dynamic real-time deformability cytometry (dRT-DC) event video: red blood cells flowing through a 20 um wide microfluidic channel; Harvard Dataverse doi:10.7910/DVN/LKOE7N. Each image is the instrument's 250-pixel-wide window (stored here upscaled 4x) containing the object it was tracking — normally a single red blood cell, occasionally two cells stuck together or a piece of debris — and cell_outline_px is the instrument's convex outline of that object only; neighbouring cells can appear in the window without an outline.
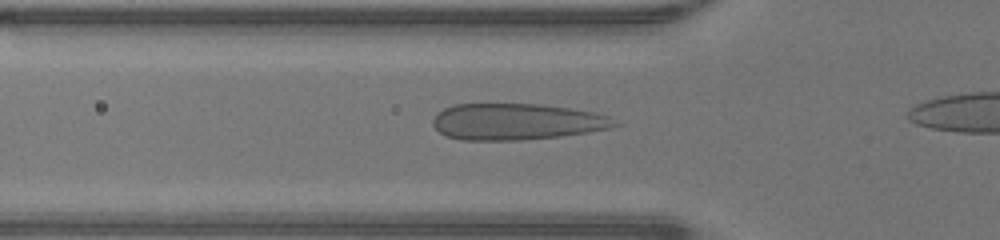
{"species": "human", "species_latin": "Homo sapiens", "temperature_condition": "warm", "stored_images_in_passage": 27, "camera_frame_rate_fps": 3000, "um_per_image_px": 0.085, "donor": {"sex": "male"}, "frame": {"image": 1, "passage_image": 4, "time_ms": 1.0, "image_size_px": [1000, 240], "cell_outline_px": [[624, 124], [608, 128], [588, 132], [560, 136], [520, 140], [460, 140], [448, 136], [440, 132], [432, 124], [432, 120], [444, 108], [456, 104], [540, 104], [596, 112], [608, 116]], "centroid_in_image_um": [43.95, 10.34], "position_along_channel_um": 81.9, "area_um2": 38.49}}
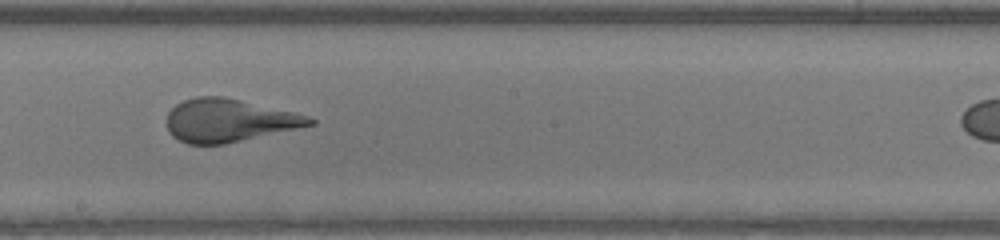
{"frame": {"image": 2, "passage_image": 14, "time_ms": 4.333, "image_size_px": [1000, 240], "cell_outline_px": [[316, 124], [224, 144], [188, 144], [172, 136], [168, 132], [168, 112], [176, 104], [184, 100], [196, 96], [224, 96], [292, 112], [308, 116], [316, 120]], "centroid_in_image_um": [19.43, 10.23], "position_along_channel_um": 228.8, "area_um2": 35.43}}
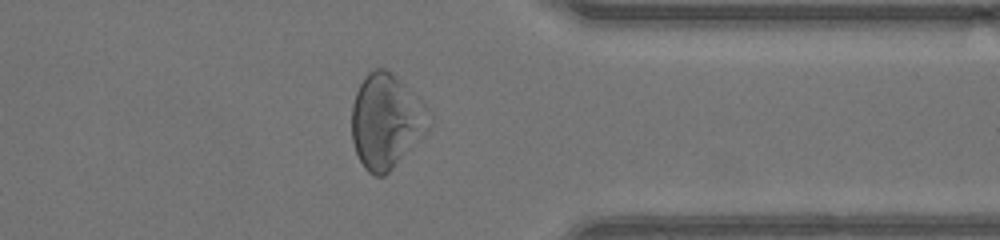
{"frame": {"image": 3, "passage_image": 25, "time_ms": 8.0, "image_size_px": [1000, 240], "cell_outline_px": [[432, 128], [384, 176], [376, 176], [368, 172], [364, 168], [356, 152], [352, 140], [352, 104], [356, 92], [364, 76], [368, 72], [376, 68], [384, 68], [420, 100], [432, 112]], "centroid_in_image_um": [32.84, 10.33], "position_along_channel_um": 378.6, "area_um2": 42.48}}